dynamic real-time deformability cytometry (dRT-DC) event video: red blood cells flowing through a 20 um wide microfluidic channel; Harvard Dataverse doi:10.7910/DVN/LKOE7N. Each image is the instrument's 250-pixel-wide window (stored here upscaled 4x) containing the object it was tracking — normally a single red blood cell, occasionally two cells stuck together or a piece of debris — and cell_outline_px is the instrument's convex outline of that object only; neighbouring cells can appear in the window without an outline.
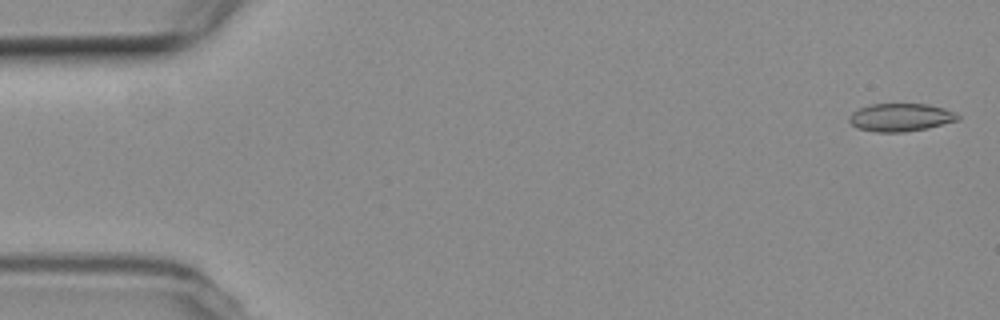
{"species": "common noctule bat (a hibernating species)", "species_latin": "Nyctalus noctula", "temperature_condition": "room temperature", "stored_images_in_passage": 5, "camera_frame_rate_fps": 3000, "um_per_image_px": 0.085, "animal": {"sex": "female", "body_mass_g": 19.3, "forearm_length_mm": 54.1}, "frame": {"image": 1, "passage_image": 1, "time_ms": 0.0, "image_size_px": [1000, 320], "cell_outline_px": [[960, 120], [928, 128], [904, 132], [876, 132], [856, 128], [848, 120], [852, 112], [860, 108], [872, 104], [928, 104], [944, 108], [956, 112], [960, 116]], "centroid_in_image_um": [76.58, 9.98], "position_along_channel_um": 8.4, "area_um2": 17.8}}
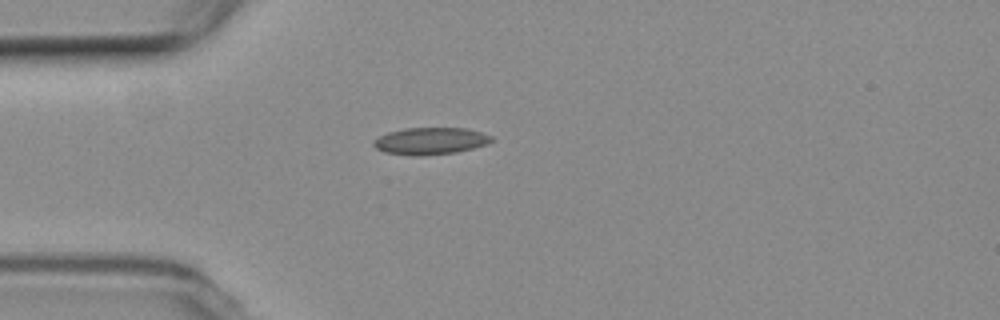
{"frame": {"image": 2, "passage_image": 5, "time_ms": 4.667, "image_size_px": [1000, 320], "cell_outline_px": [[492, 140], [488, 144], [456, 152], [420, 156], [412, 156], [384, 152], [376, 148], [372, 144], [372, 140], [388, 132], [404, 128], [464, 128], [480, 132], [492, 136]], "centroid_in_image_um": [36.55, 11.99], "position_along_channel_um": 48.5, "area_um2": 18.55}}